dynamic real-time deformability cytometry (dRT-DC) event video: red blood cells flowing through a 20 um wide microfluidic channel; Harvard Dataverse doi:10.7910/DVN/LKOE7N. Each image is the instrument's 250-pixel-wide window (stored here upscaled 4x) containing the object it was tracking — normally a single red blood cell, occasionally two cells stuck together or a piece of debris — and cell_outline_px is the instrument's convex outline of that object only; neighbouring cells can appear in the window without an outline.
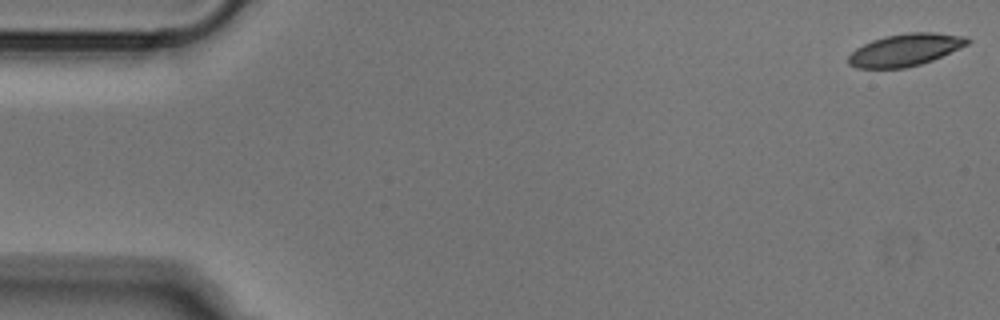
{"species": "Egyptian fruit bat (a non-hibernating species)", "species_latin": "Rousettus aegyptiacus", "temperature_condition": "cold", "stored_images_in_passage": 14, "camera_frame_rate_fps": 3000, "um_per_image_px": 0.085, "animal": {"sex": "male"}, "frame": {"image": 1, "passage_image": 1, "time_ms": 0.0, "image_size_px": [1000, 320], "cell_outline_px": [[972, 40], [968, 44], [960, 48], [932, 60], [920, 64], [904, 68], [856, 68], [848, 64], [848, 56], [856, 48], [872, 40], [884, 36], [908, 32], [936, 32], [964, 36]], "centroid_in_image_um": [76.94, 4.23], "position_along_channel_um": 8.1, "area_um2": 22.37}}
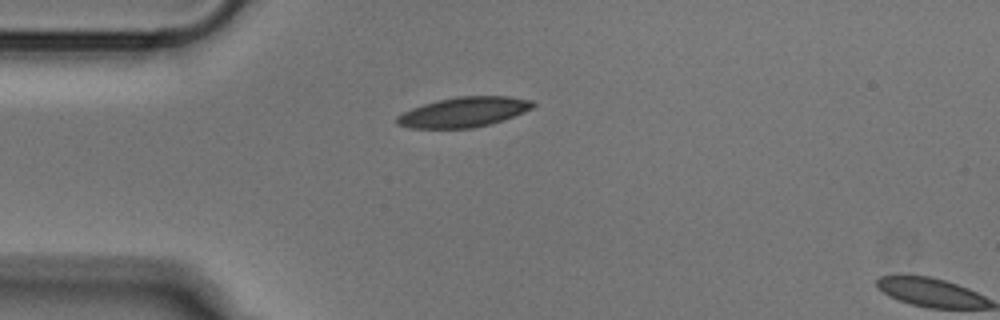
{"frame": {"image": 2, "passage_image": 13, "time_ms": 4.0, "image_size_px": [1000, 320], "cell_outline_px": [[536, 104], [532, 108], [524, 112], [504, 120], [472, 128], [412, 128], [396, 124], [396, 116], [412, 108], [424, 104], [456, 96], [508, 96], [532, 100]], "centroid_in_image_um": [39.44, 9.52], "position_along_channel_um": 45.6, "area_um2": 23.64}}